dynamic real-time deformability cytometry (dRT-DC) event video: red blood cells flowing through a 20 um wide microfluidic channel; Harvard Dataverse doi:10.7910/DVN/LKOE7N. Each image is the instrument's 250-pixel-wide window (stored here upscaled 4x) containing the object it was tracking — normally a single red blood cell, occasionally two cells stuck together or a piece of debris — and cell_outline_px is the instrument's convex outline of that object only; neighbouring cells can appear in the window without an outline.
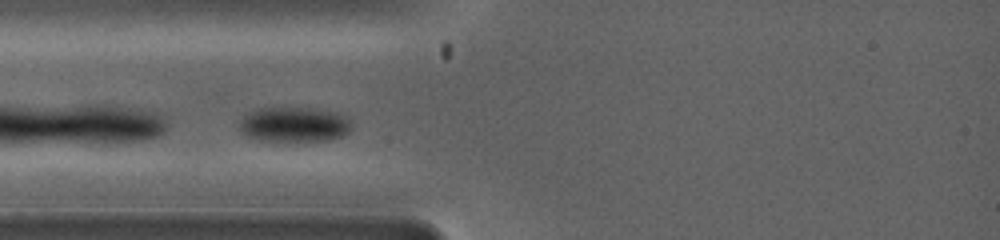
{"species": "common noctule bat (a hibernating species)", "species_latin": "Nyctalus noctula", "temperature_condition": "warm", "stored_images_in_passage": 40, "camera_frame_rate_fps": 5000, "um_per_image_px": 0.085, "animal": {"sex": "female", "body_mass_g": 19.0, "forearm_length_mm": 53.3}, "frame": {"image": 1, "passage_image": 3, "time_ms": 0.4, "image_size_px": [1000, 240], "cell_outline_px": [[352, 124], [348, 132], [340, 136], [324, 140], [260, 140], [248, 136], [240, 128], [240, 120], [252, 108], [316, 108], [336, 112], [348, 116]], "centroid_in_image_um": [25.02, 10.55], "position_along_channel_um": 60.0, "area_um2": 22.66}}
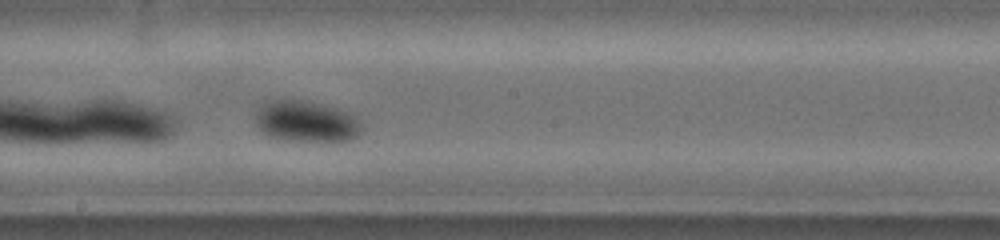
{"frame": {"image": 2, "passage_image": 19, "time_ms": 3.6, "image_size_px": [1000, 240], "cell_outline_px": [[360, 132], [352, 140], [340, 144], [316, 144], [284, 140], [268, 136], [260, 128], [256, 120], [260, 112], [268, 104], [280, 100], [292, 100], [328, 108], [340, 112], [348, 116], [360, 128]], "centroid_in_image_um": [26.04, 10.49], "position_along_channel_um": 222.2, "area_um2": 24.28}}
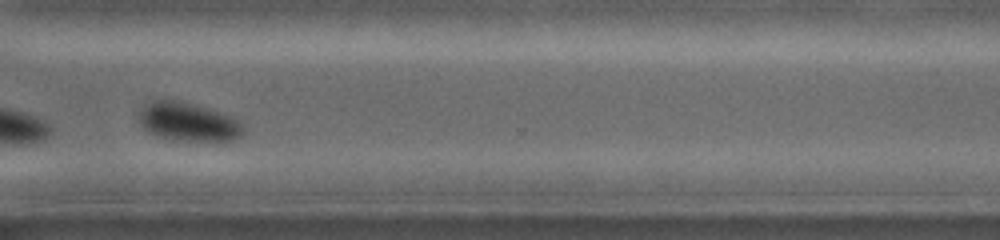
{"frame": {"image": 3, "passage_image": 32, "time_ms": 6.2, "image_size_px": [1000, 240], "cell_outline_px": [[240, 136], [236, 140], [224, 144], [212, 144], [172, 140], [160, 136], [144, 128], [140, 116], [152, 104], [180, 104], [196, 108], [232, 120], [240, 128]], "centroid_in_image_um": [16.08, 10.59], "position_along_channel_um": 354.5, "area_um2": 20.92}}